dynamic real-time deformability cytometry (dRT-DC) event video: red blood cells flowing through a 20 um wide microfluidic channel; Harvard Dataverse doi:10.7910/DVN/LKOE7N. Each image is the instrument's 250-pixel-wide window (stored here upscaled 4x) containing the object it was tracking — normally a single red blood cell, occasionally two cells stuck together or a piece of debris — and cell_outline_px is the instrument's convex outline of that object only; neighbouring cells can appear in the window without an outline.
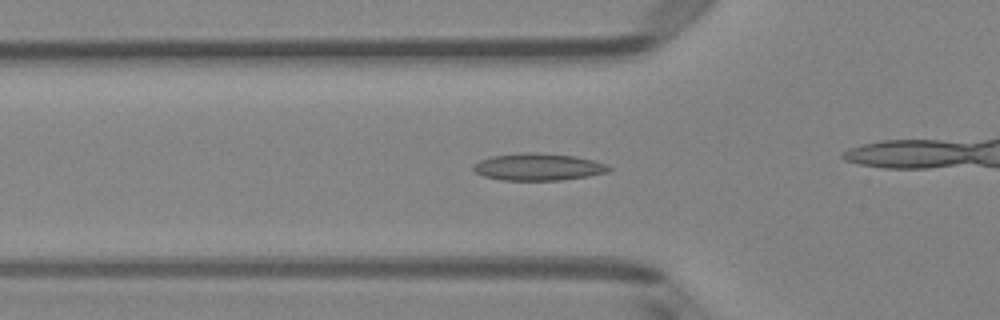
{"species": "Egyptian fruit bat (a non-hibernating species)", "species_latin": "Rousettus aegyptiacus", "temperature_condition": "room temperature", "stored_images_in_passage": 40, "camera_frame_rate_fps": 3000, "um_per_image_px": 0.085, "animal": {"sex": "female"}, "frame": {"image": 1, "passage_image": 17, "time_ms": 5.333, "image_size_px": [1000, 320], "cell_outline_px": [[612, 168], [608, 172], [588, 176], [560, 180], [504, 180], [484, 176], [476, 172], [472, 168], [472, 164], [488, 156], [528, 152], [536, 152], [576, 156], [608, 164]], "centroid_in_image_um": [45.74, 14.18], "position_along_channel_um": 80.1, "area_um2": 21.5}}
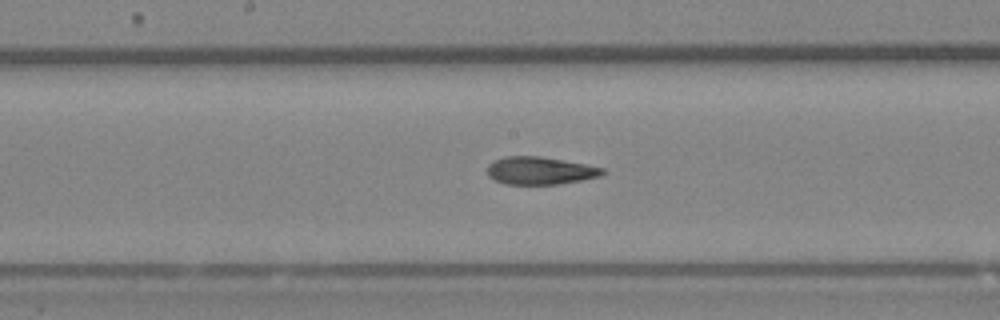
{"frame": {"image": 2, "passage_image": 26, "time_ms": 8.333, "image_size_px": [1000, 320], "cell_outline_px": [[604, 172], [600, 176], [560, 184], [504, 184], [488, 176], [488, 164], [504, 156], [540, 156], [584, 164], [604, 168]], "centroid_in_image_um": [45.88, 14.5], "position_along_channel_um": 202.3, "area_um2": 18.38}}
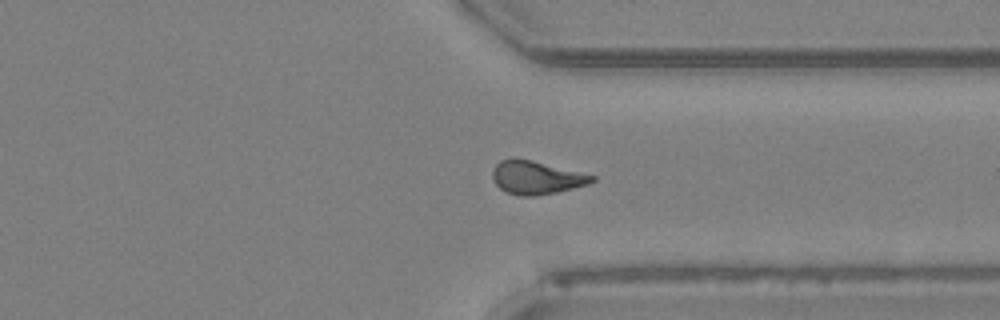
{"frame": {"image": 3, "passage_image": 38, "time_ms": 12.333, "image_size_px": [1000, 320], "cell_outline_px": [[596, 180], [588, 184], [556, 192], [536, 196], [516, 196], [500, 188], [492, 180], [492, 172], [496, 164], [500, 160], [512, 156], [516, 156], [596, 176]], "centroid_in_image_um": [45.54, 15.07], "position_along_channel_um": 365.9, "area_um2": 19.48}}